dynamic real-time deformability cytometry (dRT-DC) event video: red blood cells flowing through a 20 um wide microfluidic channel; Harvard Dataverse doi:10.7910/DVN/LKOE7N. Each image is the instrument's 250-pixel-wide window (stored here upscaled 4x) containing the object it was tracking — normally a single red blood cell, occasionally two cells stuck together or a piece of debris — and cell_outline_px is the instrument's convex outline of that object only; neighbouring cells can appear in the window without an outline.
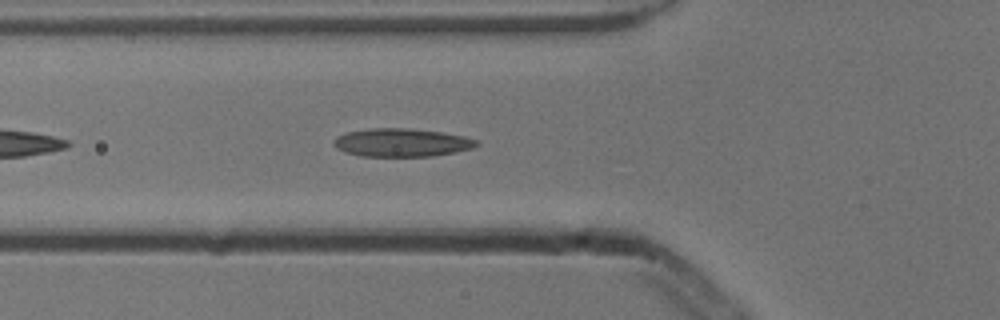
{"species": "common noctule bat (a hibernating species)", "species_latin": "Nyctalus noctula", "temperature_condition": "cold", "stored_images_in_passage": 19, "camera_frame_rate_fps": 3000, "um_per_image_px": 0.085, "animal": {"sex": "male", "body_mass_g": 13.3}, "frame": {"image": 1, "passage_image": 6, "time_ms": 1.667, "image_size_px": [1000, 320], "cell_outline_px": [[480, 144], [472, 148], [456, 152], [432, 156], [360, 156], [344, 152], [336, 148], [332, 144], [332, 140], [336, 136], [348, 132], [368, 128], [408, 128], [440, 132], [464, 136], [480, 140]], "centroid_in_image_um": [34.13, 12.12], "position_along_channel_um": 91.7, "area_um2": 23.7}}